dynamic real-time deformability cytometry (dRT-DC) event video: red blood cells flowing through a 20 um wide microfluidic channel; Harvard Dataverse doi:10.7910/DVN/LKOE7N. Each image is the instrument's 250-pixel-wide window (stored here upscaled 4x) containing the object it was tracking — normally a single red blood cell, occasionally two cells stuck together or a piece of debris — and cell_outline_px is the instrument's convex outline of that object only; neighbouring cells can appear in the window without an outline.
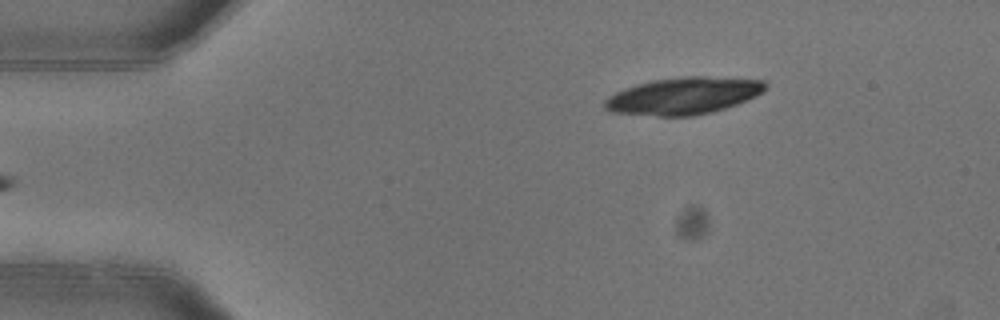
{"species": "common noctule bat (a hibernating species)", "species_latin": "Nyctalus noctula", "temperature_condition": "warm", "stored_images_in_passage": 5, "segment_of_instrument_passage": [2, 2], "camera_frame_rate_fps": 3000, "um_per_image_px": 0.085, "animal": {"sex": "female"}, "frame": {"image": 1, "passage_image": 5, "time_ms": 1.333, "image_size_px": [1000, 320], "cell_outline_px": [[768, 88], [764, 92], [756, 96], [736, 104], [712, 112], [692, 116], [656, 116], [612, 112], [604, 108], [604, 100], [616, 92], [624, 88], [636, 84], [652, 80], [684, 76], [704, 76], [764, 80], [768, 84]], "centroid_in_image_um": [58.11, 8.14], "position_along_channel_um": 26.9, "area_um2": 34.8}}